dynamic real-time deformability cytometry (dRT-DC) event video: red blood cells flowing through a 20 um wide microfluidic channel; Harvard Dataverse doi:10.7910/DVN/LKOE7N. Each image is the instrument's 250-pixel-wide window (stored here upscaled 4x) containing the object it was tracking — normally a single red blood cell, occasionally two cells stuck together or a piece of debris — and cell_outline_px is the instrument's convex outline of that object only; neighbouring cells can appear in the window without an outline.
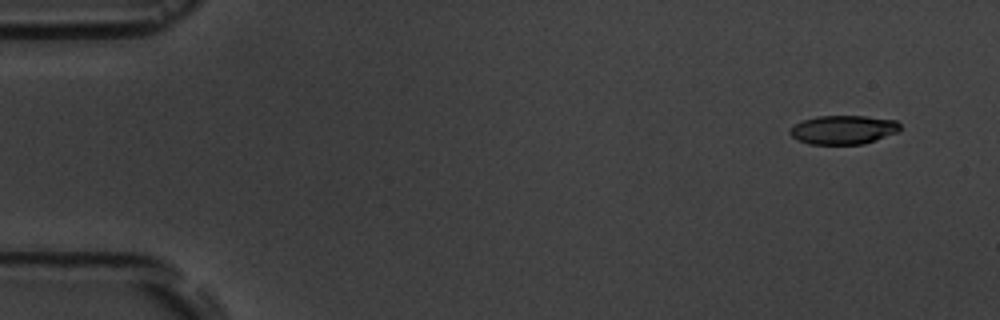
{"species": "common noctule bat (a hibernating species)", "species_latin": "Nyctalus noctula", "temperature_condition": "room temperature", "stored_images_in_passage": 3, "camera_frame_rate_fps": 3000, "um_per_image_px": 0.085, "animal": {"sex": "male", "body_mass_g": 19.5, "forearm_length_mm": 54.6}, "frame": {"image": 1, "passage_image": 3, "time_ms": 2.333, "image_size_px": [1000, 320], "cell_outline_px": [[900, 132], [864, 144], [808, 144], [792, 136], [788, 132], [800, 120], [816, 116], [864, 116], [896, 120], [900, 124]], "centroid_in_image_um": [71.71, 11.03], "position_along_channel_um": 13.3, "area_um2": 18.61}}